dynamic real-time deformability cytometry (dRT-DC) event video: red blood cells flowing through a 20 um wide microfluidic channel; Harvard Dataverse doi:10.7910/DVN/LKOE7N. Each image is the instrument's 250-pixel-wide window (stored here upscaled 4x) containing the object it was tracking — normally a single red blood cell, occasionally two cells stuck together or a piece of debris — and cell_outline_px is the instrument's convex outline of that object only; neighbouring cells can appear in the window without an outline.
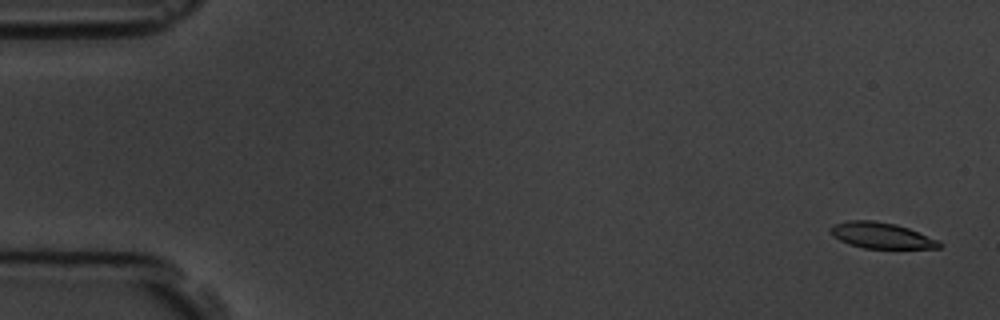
{"species": "common noctule bat (a hibernating species)", "species_latin": "Nyctalus noctula", "temperature_condition": "room temperature", "stored_images_in_passage": 6, "camera_frame_rate_fps": 3000, "um_per_image_px": 0.085, "animal": {"sex": "male", "body_mass_g": 19.5, "forearm_length_mm": 54.6}, "frame": {"image": 1, "passage_image": 1, "time_ms": 0.0, "image_size_px": [1000, 320], "cell_outline_px": [[944, 244], [940, 248], [864, 248], [848, 244], [832, 236], [828, 228], [832, 224], [848, 220], [872, 220], [896, 224], [908, 228], [940, 240]], "centroid_in_image_um": [74.9, 20.01], "position_along_channel_um": 10.1, "area_um2": 16.65}}
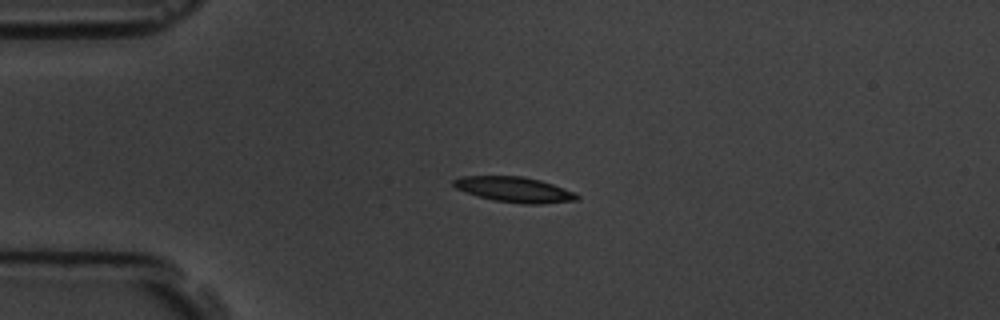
{"frame": {"image": 2, "passage_image": 4, "time_ms": 4.0, "image_size_px": [1000, 320], "cell_outline_px": [[580, 200], [540, 204], [524, 204], [496, 200], [480, 196], [456, 188], [452, 184], [452, 180], [460, 176], [524, 176], [540, 180], [576, 192], [580, 196]], "centroid_in_image_um": [43.78, 16.1], "position_along_channel_um": 41.2, "area_um2": 18.15}}
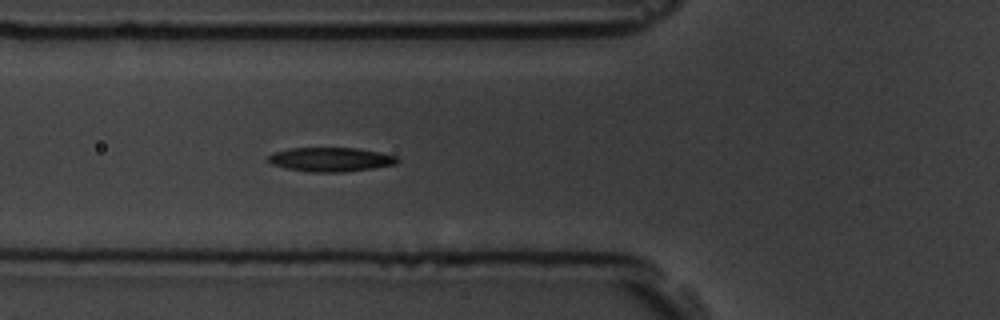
{"frame": {"image": 3, "passage_image": 6, "time_ms": 6.333, "image_size_px": [1000, 320], "cell_outline_px": [[400, 160], [396, 164], [372, 168], [344, 172], [312, 172], [284, 168], [272, 164], [264, 160], [268, 156], [276, 152], [288, 148], [356, 148], [380, 152], [396, 156]], "centroid_in_image_um": [28.08, 13.55], "position_along_channel_um": 97.7, "area_um2": 18.21}}